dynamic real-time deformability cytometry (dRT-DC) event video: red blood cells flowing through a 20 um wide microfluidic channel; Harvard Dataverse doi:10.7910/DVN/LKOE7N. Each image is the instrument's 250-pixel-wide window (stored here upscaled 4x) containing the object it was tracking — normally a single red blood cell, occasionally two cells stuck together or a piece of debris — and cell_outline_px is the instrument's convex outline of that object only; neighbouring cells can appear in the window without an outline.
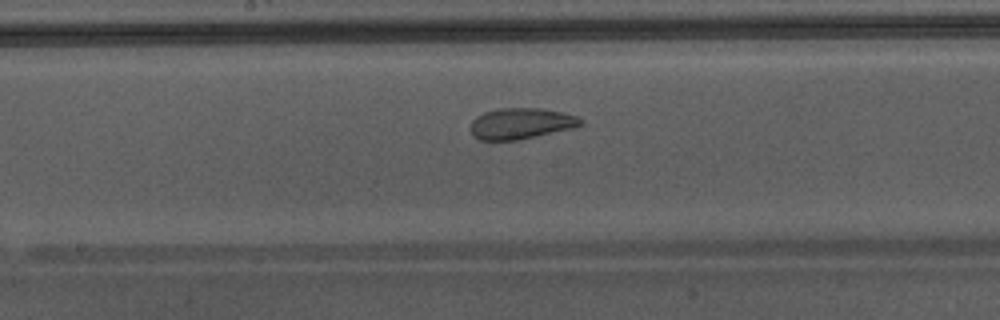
{"species": "Egyptian fruit bat (a non-hibernating species)", "species_latin": "Rousettus aegyptiacus", "temperature_condition": "warm", "stored_images_in_passage": 29, "camera_frame_rate_fps": 3000, "um_per_image_px": 0.085, "animal": {"sex": "male"}, "frame": {"image": 1, "passage_image": 13, "time_ms": 4.0, "image_size_px": [1000, 320], "cell_outline_px": [[584, 124], [576, 128], [520, 140], [480, 140], [472, 136], [468, 128], [472, 120], [476, 116], [484, 112], [500, 108], [540, 108], [564, 112], [576, 116], [584, 120]], "centroid_in_image_um": [44.29, 10.51], "position_along_channel_um": 203.9, "area_um2": 20.46}}
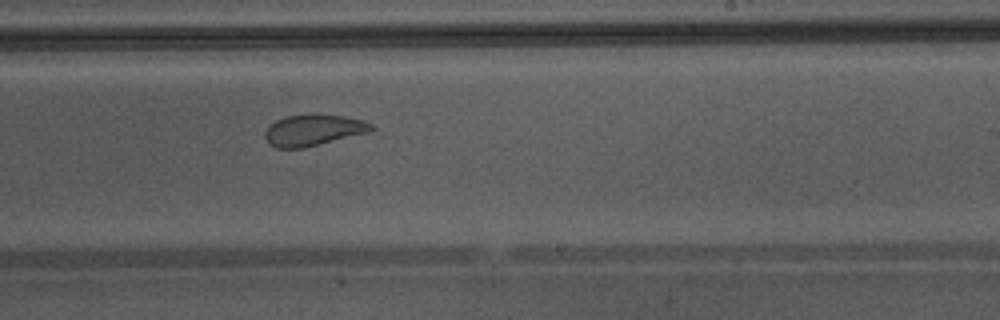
{"frame": {"image": 2, "passage_image": 17, "time_ms": 5.333, "image_size_px": [1000, 320], "cell_outline_px": [[376, 128], [372, 132], [304, 148], [276, 148], [268, 144], [264, 136], [264, 132], [276, 120], [284, 116], [344, 116], [360, 120], [372, 124]], "centroid_in_image_um": [26.65, 11.1], "position_along_channel_um": 262.4, "area_um2": 19.07}}